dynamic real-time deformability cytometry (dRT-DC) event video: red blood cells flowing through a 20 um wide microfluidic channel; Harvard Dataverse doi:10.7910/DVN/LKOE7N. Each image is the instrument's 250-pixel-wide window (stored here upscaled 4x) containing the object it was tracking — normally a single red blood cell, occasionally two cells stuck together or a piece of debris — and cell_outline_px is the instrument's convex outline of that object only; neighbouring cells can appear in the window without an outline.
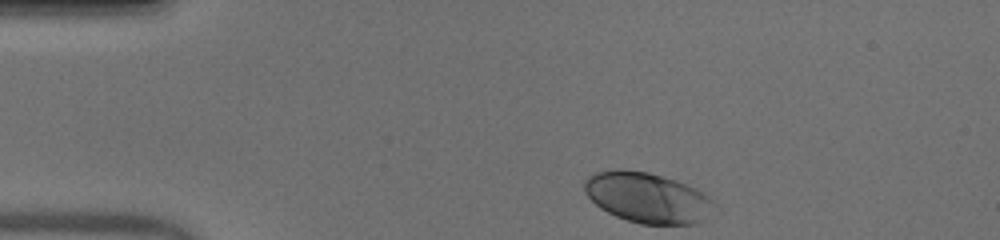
{"species": "human", "species_latin": "Homo sapiens", "temperature_condition": "warm", "stored_images_in_passage": 37, "camera_frame_rate_fps": 3000, "um_per_image_px": 0.085, "donor": {"sex": "male"}, "frame": {"image": 1, "passage_image": 1, "time_ms": 0.0, "image_size_px": [1000, 240], "cell_outline_px": [[716, 204], [704, 220], [696, 224], [640, 224], [616, 216], [600, 208], [584, 192], [584, 180], [588, 176], [596, 172], [616, 168], [624, 168], [648, 172], [676, 180], [696, 188], [708, 196]], "centroid_in_image_um": [55.02, 16.78], "position_along_channel_um": 30.0, "area_um2": 38.26}}
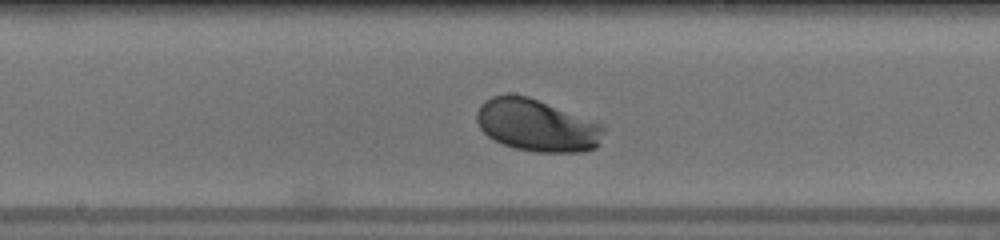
{"frame": {"image": 2, "passage_image": 19, "time_ms": 6.0, "image_size_px": [1000, 240], "cell_outline_px": [[608, 128], [596, 148], [580, 152], [536, 152], [516, 148], [504, 144], [488, 136], [480, 128], [476, 120], [476, 112], [480, 104], [484, 100], [492, 96], [508, 92], [512, 92], [528, 96], [596, 120]], "centroid_in_image_um": [45.66, 10.62], "position_along_channel_um": 202.5, "area_um2": 39.42}}
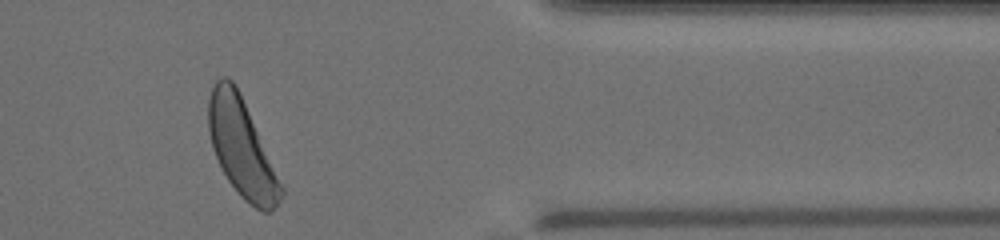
{"frame": {"image": 3, "passage_image": 35, "time_ms": 11.333, "image_size_px": [1000, 240], "cell_outline_px": [[284, 192], [280, 200], [272, 212], [264, 212], [256, 208], [244, 200], [240, 196], [228, 180], [212, 148], [208, 132], [208, 100], [212, 84], [220, 76], [228, 76], [236, 84], [284, 188]], "centroid_in_image_um": [20.52, 12.54], "position_along_channel_um": 390.9, "area_um2": 41.21}, "authors_computed_cell_mechanics": {"area_um2": 38.148, "velocity_mm_per_s": 3.9208, "shape_relaxation_time_tau1_ms": 1.2428, "shape_relaxation_time_tau2_ms": null, "deformation_change_tau1": 0.1188, "deformation_change_tau2": null}}